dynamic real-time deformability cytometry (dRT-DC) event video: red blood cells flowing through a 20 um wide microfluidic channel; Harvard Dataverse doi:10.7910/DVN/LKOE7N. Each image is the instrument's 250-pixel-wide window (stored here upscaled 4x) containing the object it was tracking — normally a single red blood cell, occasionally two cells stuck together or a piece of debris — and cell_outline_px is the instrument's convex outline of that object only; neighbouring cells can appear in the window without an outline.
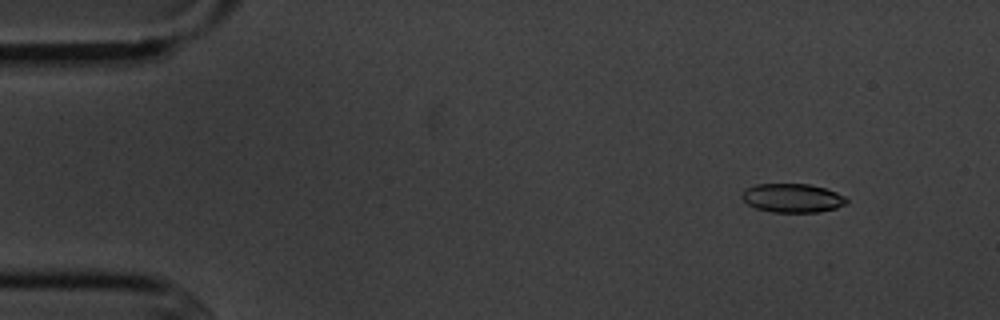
{"species": "common noctule bat (a hibernating species)", "species_latin": "Nyctalus noctula", "temperature_condition": "cold", "stored_images_in_passage": 5, "camera_frame_rate_fps": 3000, "um_per_image_px": 0.085, "animal": {"sex": "male", "body_mass_g": 20.1, "forearm_length_mm": 53.5}, "frame": {"image": 1, "passage_image": 2, "time_ms": 1.333, "image_size_px": [1000, 320], "cell_outline_px": [[848, 204], [836, 208], [820, 212], [772, 212], [756, 208], [748, 204], [740, 196], [748, 188], [756, 184], [808, 184], [824, 188], [836, 192], [844, 196], [848, 200]], "centroid_in_image_um": [67.39, 16.84], "position_along_channel_um": 17.6, "area_um2": 17.51}}
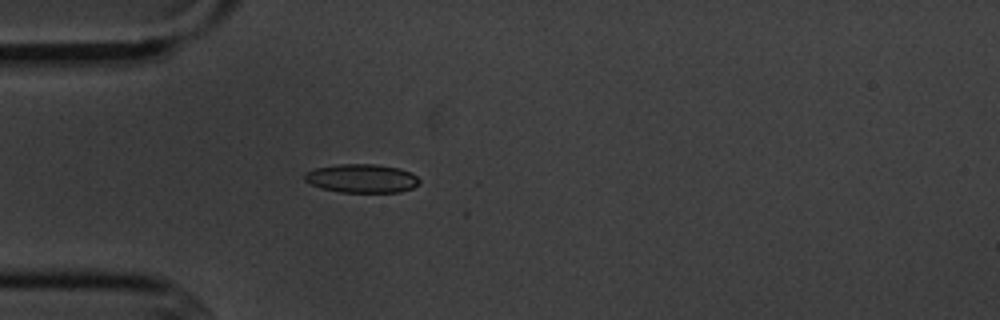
{"frame": {"image": 2, "passage_image": 5, "time_ms": 4.667, "image_size_px": [1000, 320], "cell_outline_px": [[420, 184], [412, 188], [400, 192], [340, 192], [320, 188], [304, 180], [304, 172], [316, 168], [340, 164], [376, 164], [400, 168], [412, 172], [420, 180]], "centroid_in_image_um": [30.77, 15.16], "position_along_channel_um": 54.2, "area_um2": 19.31}}